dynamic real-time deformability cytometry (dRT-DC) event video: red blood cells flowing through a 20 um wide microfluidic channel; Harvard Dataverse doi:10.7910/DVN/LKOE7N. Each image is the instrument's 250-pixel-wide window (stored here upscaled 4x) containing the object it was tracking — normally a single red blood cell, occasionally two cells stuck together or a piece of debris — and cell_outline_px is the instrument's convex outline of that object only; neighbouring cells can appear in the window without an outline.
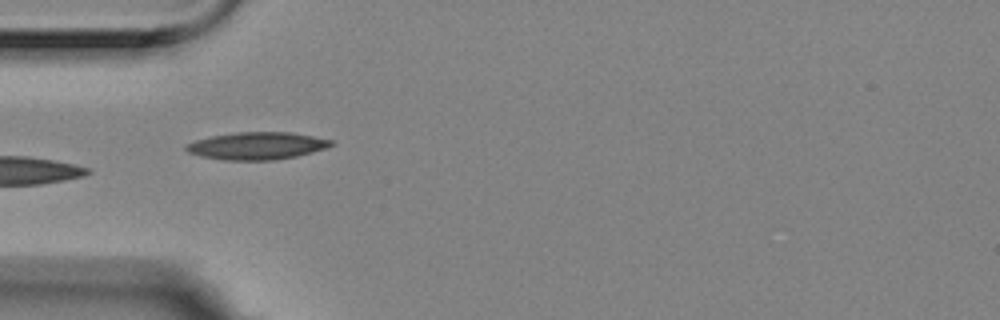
{"species": "Egyptian fruit bat (a non-hibernating species)", "species_latin": "Rousettus aegyptiacus", "temperature_condition": "room temperature", "stored_images_in_passage": 6, "camera_frame_rate_fps": 3000, "um_per_image_px": 0.085, "animal": {"sex": "female"}, "frame": {"image": 1, "passage_image": 5, "time_ms": 1.333, "image_size_px": [1000, 320], "cell_outline_px": [[336, 144], [312, 152], [296, 156], [272, 160], [224, 160], [200, 156], [188, 152], [184, 148], [184, 144], [196, 140], [212, 136], [236, 132], [292, 132], [332, 140]], "centroid_in_image_um": [21.81, 12.39], "position_along_channel_um": 63.2, "area_um2": 23.12}}
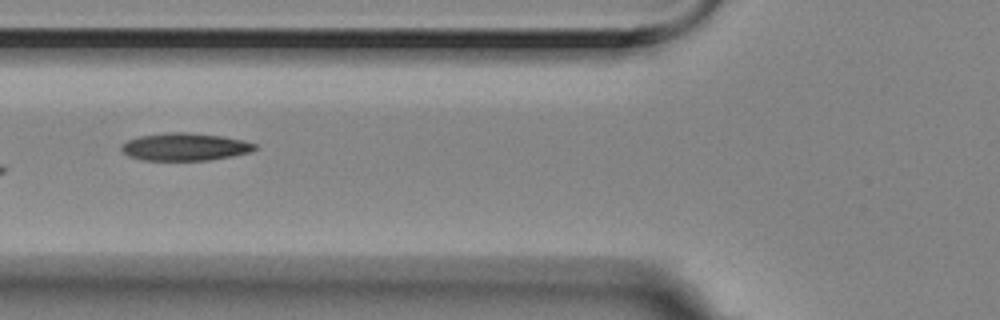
{"frame": {"image": 2, "passage_image": 6, "time_ms": 1.667, "image_size_px": [1000, 320], "cell_outline_px": [[260, 148], [252, 152], [212, 160], [144, 160], [128, 156], [120, 148], [120, 144], [128, 140], [140, 136], [168, 132], [188, 132], [220, 136], [244, 140], [256, 144]], "centroid_in_image_um": [15.76, 12.48], "position_along_channel_um": 110.0, "area_um2": 21.62}}